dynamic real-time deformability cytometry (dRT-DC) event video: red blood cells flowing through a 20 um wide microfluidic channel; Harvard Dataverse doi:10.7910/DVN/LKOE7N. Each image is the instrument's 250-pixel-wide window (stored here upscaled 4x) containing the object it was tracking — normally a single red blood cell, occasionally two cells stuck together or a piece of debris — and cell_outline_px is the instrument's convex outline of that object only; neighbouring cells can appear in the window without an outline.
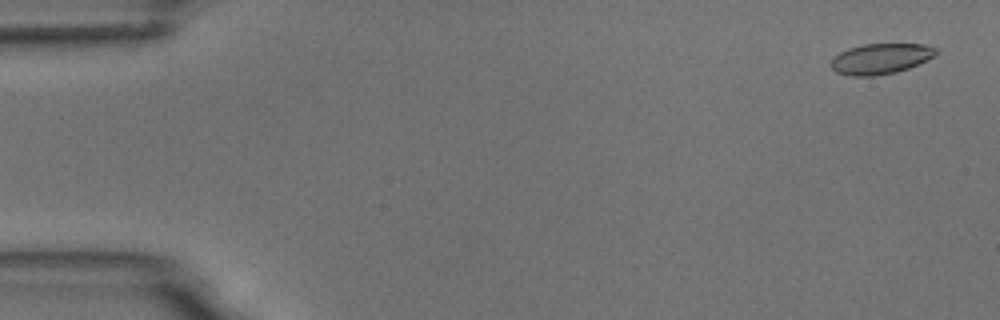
{"species": "common noctule bat (a hibernating species)", "species_latin": "Nyctalus noctula", "temperature_condition": "room temperature", "stored_images_in_passage": 2, "segment_of_instrument_passage": [2, 2], "camera_frame_rate_fps": 3000, "um_per_image_px": 0.085, "animal": {"sex": "male", "body_mass_g": 18.8}, "frame": {"image": 1, "passage_image": 2, "time_ms": 1.333, "image_size_px": [1000, 320], "cell_outline_px": [[940, 52], [936, 56], [928, 60], [908, 68], [896, 72], [872, 76], [852, 76], [836, 72], [832, 68], [832, 56], [848, 48], [864, 44], [924, 44], [936, 48]], "centroid_in_image_um": [74.88, 4.98], "position_along_channel_um": 10.1, "area_um2": 18.79}}